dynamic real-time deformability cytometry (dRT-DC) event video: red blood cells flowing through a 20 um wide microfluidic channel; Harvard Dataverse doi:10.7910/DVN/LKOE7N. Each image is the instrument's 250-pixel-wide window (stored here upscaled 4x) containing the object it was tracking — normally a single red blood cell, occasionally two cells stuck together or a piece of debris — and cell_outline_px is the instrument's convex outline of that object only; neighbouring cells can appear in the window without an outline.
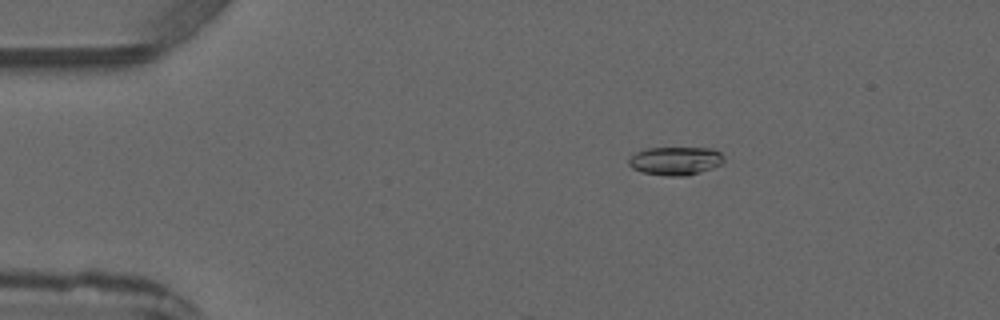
{"species": "common noctule bat (a hibernating species)", "species_latin": "Nyctalus noctula", "temperature_condition": "warm", "stored_images_in_passage": 4, "camera_frame_rate_fps": 3000, "um_per_image_px": 0.085, "animal": {"sex": "male", "forearm_length_mm": 52.5}, "frame": {"image": 1, "passage_image": 2, "time_ms": 2.0, "image_size_px": [1000, 320], "cell_outline_px": [[724, 164], [688, 176], [664, 176], [640, 172], [632, 168], [628, 164], [628, 156], [644, 148], [712, 148], [720, 152], [724, 156]], "centroid_in_image_um": [57.4, 13.68], "position_along_channel_um": 27.6, "area_um2": 16.13}}
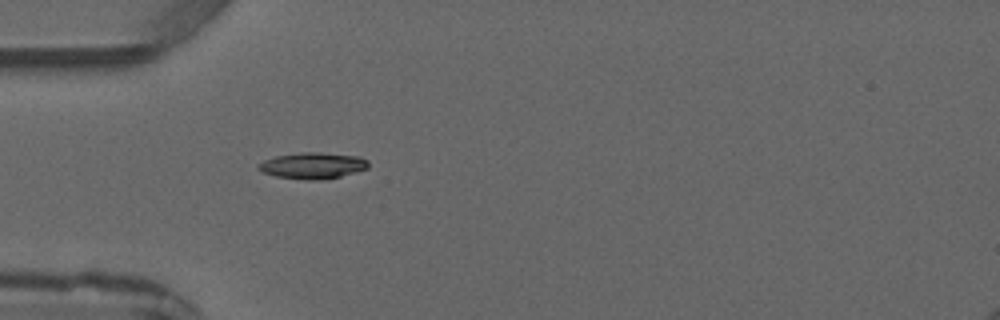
{"frame": {"image": 2, "passage_image": 4, "time_ms": 4.0, "image_size_px": [1000, 320], "cell_outline_px": [[368, 168], [340, 176], [320, 180], [308, 180], [276, 176], [264, 172], [256, 168], [264, 160], [276, 156], [300, 152], [320, 152], [360, 156], [368, 160]], "centroid_in_image_um": [26.6, 14.06], "position_along_channel_um": 58.4, "area_um2": 16.7}}